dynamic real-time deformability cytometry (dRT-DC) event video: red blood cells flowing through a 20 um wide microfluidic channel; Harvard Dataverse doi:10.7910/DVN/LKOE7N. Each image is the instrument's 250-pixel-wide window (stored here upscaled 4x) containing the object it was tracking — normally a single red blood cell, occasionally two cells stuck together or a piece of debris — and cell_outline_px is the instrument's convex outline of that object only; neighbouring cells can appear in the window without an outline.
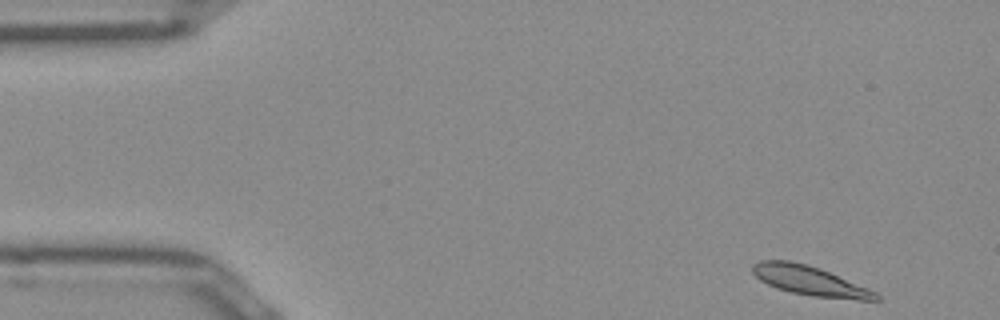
{"species": "Egyptian fruit bat (a non-hibernating species)", "species_latin": "Rousettus aegyptiacus", "temperature_condition": "room temperature", "stored_images_in_passage": 48, "camera_frame_rate_fps": 3000, "um_per_image_px": 0.085, "frame": {"image": 1, "passage_image": 1, "time_ms": 0.0, "image_size_px": [1000, 320], "cell_outline_px": [[880, 300], [860, 300], [812, 296], [792, 292], [776, 288], [760, 280], [752, 272], [752, 264], [760, 260], [788, 260], [808, 264], [820, 268], [868, 288], [876, 292], [880, 296]], "centroid_in_image_um": [68.83, 23.85], "position_along_channel_um": 16.2, "area_um2": 21.15}}
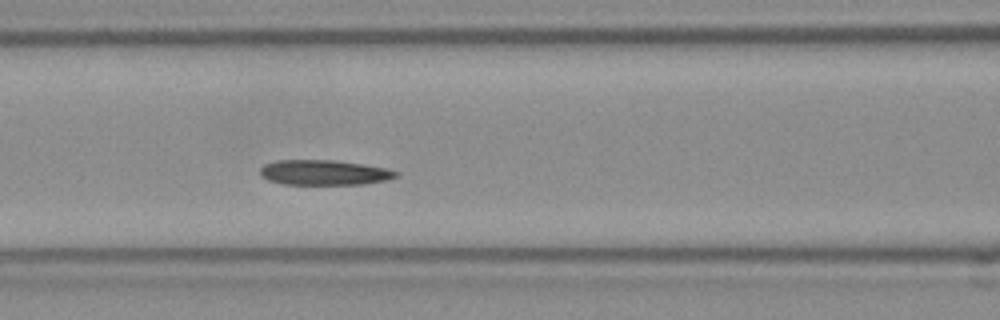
{"frame": {"image": 2, "passage_image": 18, "time_ms": 5.667, "image_size_px": [1000, 320], "cell_outline_px": [[400, 172], [396, 176], [384, 180], [364, 184], [284, 184], [268, 180], [260, 176], [260, 168], [264, 164], [276, 160], [336, 160], [364, 164], [388, 168]], "centroid_in_image_um": [27.53, 14.65], "position_along_channel_um": 139.1, "area_um2": 19.94}}
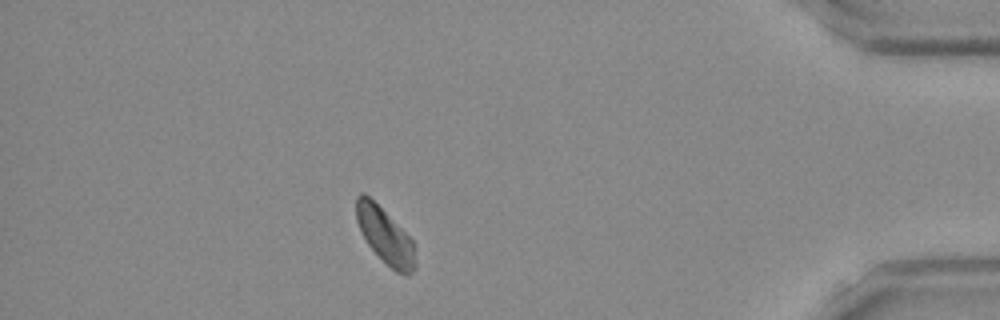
{"frame": {"image": 3, "passage_image": 42, "time_ms": 13.667, "image_size_px": [1000, 320], "cell_outline_px": [[416, 268], [408, 276], [404, 276], [396, 272], [368, 244], [356, 220], [356, 196], [360, 192], [364, 192], [416, 244]], "centroid_in_image_um": [32.77, 20.08], "position_along_channel_um": 402.4, "area_um2": 18.79}, "authors_computed_cell_mechanics": {"area_um2": 20.0566, "velocity_mm_per_s": 3.8997, "shape_relaxation_time_tau1_ms": 8.5632, "shape_relaxation_time_tau2_ms": null, "deformation_change_tau1": 0.1628, "deformation_change_tau2": null}}